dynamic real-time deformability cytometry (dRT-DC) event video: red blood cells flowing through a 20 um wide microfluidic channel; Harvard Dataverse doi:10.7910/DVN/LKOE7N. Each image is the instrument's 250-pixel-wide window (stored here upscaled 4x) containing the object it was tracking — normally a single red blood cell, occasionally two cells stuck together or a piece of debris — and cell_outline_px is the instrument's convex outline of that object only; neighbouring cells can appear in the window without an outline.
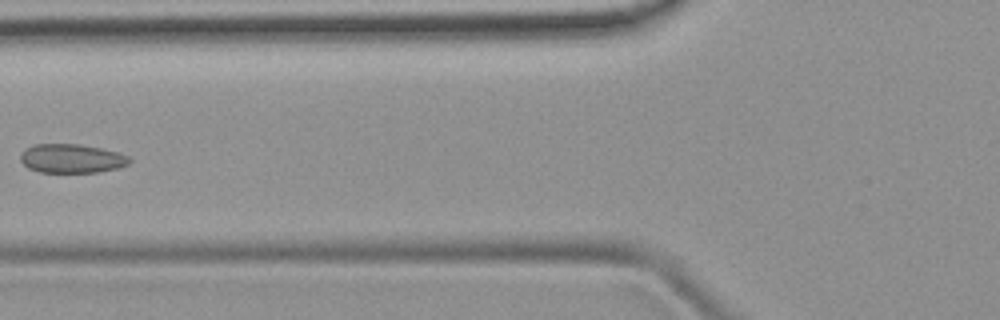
{"species": "common noctule bat (a hibernating species)", "species_latin": "Nyctalus noctula", "temperature_condition": "room temperature", "stored_images_in_passage": 7, "camera_frame_rate_fps": 3000, "um_per_image_px": 0.085, "animal": {"sex": "female", "body_mass_g": 19.9}, "frame": {"image": 1, "passage_image": 6, "time_ms": 5.667, "image_size_px": [1000, 320], "cell_outline_px": [[132, 160], [128, 164], [120, 168], [96, 172], [40, 172], [28, 168], [20, 160], [20, 156], [28, 148], [36, 144], [80, 144], [100, 148], [116, 152], [128, 156]], "centroid_in_image_um": [6.12, 13.48], "position_along_channel_um": 119.7, "area_um2": 18.21}}
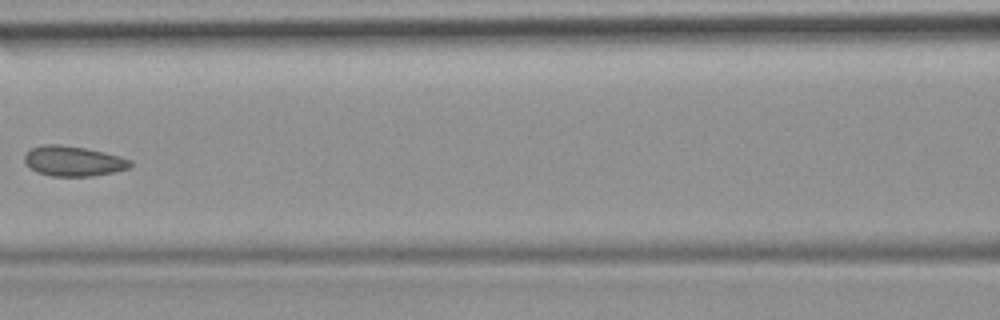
{"frame": {"image": 2, "passage_image": 7, "time_ms": 6.667, "image_size_px": [1000, 320], "cell_outline_px": [[132, 164], [128, 168], [112, 172], [92, 176], [52, 176], [36, 172], [24, 160], [24, 156], [32, 148], [40, 144], [60, 144], [84, 148], [104, 152], [120, 156], [132, 160]], "centroid_in_image_um": [6.23, 13.68], "position_along_channel_um": 160.4, "area_um2": 18.44}}